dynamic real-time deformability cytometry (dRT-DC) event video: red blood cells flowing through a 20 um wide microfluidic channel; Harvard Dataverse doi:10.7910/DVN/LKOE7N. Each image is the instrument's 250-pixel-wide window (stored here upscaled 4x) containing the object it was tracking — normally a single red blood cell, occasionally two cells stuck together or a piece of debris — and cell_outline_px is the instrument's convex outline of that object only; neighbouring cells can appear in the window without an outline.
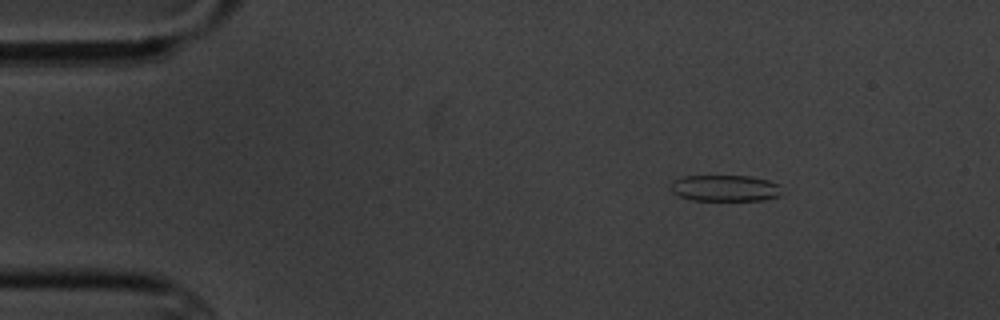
{"species": "common noctule bat (a hibernating species)", "species_latin": "Nyctalus noctula", "temperature_condition": "cold", "stored_images_in_passage": 3, "camera_frame_rate_fps": 3000, "um_per_image_px": 0.085, "animal": {"sex": "male", "body_mass_g": 20.1, "forearm_length_mm": 53.5}, "frame": {"image": 1, "passage_image": 1, "time_ms": 0.0, "image_size_px": [1000, 320], "cell_outline_px": [[780, 196], [764, 200], [692, 200], [680, 196], [672, 192], [668, 188], [672, 180], [684, 176], [752, 176], [768, 180], [780, 184]], "centroid_in_image_um": [61.61, 15.99], "position_along_channel_um": 23.4, "area_um2": 17.22}}